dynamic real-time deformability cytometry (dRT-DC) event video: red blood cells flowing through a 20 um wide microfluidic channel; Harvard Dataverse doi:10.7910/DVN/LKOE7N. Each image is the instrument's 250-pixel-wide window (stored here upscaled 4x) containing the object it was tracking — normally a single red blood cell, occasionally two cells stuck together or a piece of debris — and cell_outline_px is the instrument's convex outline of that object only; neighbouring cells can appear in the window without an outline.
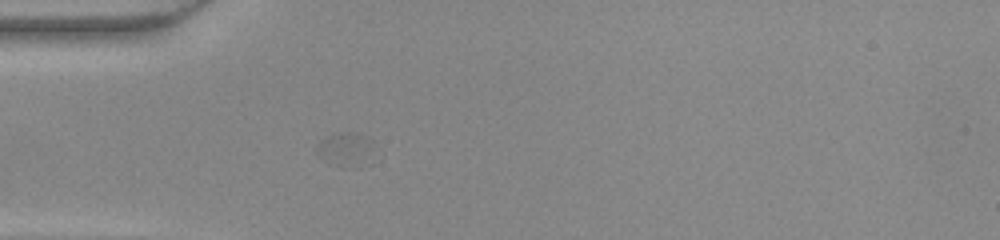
{"species": "common noctule bat (a hibernating species)", "species_latin": "Nyctalus noctula", "temperature_condition": "warm", "stored_images_in_passage": 33, "camera_frame_rate_fps": 3000, "um_per_image_px": 0.085, "animal": {"sex": "female", "body_mass_g": 22.0, "forearm_length_mm": 56.7}, "frame": {"image": 1, "passage_image": 1, "time_ms": 0.0, "image_size_px": [1000, 240], "cell_outline_px": [[372, 140], [360, 168], [344, 168], [320, 160], [316, 152], [316, 144], [324, 136], [340, 132], [348, 132], [368, 136]], "centroid_in_image_um": [29.21, 12.69], "position_along_channel_um": 55.8, "area_um2": 11.16}}
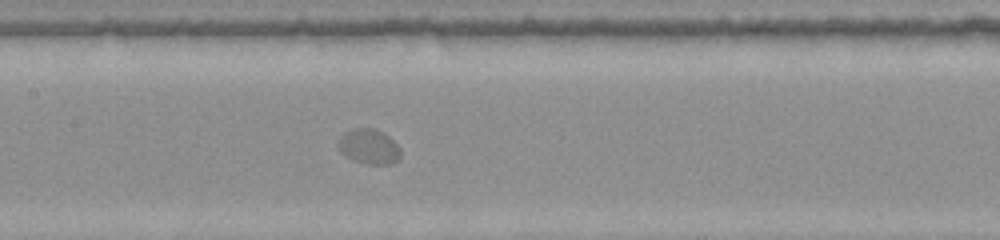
{"frame": {"image": 2, "passage_image": 10, "time_ms": 3.0, "image_size_px": [1000, 240], "cell_outline_px": [[400, 156], [392, 164], [364, 164], [352, 160], [344, 156], [340, 152], [340, 136], [344, 132], [352, 128], [376, 128], [384, 132], [400, 148]], "centroid_in_image_um": [31.35, 12.45], "position_along_channel_um": 176.0, "area_um2": 12.77}}
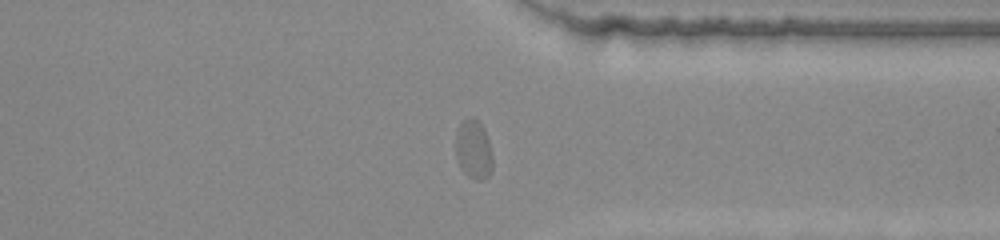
{"frame": {"image": 3, "passage_image": 24, "time_ms": 7.667, "image_size_px": [1000, 240], "cell_outline_px": [[492, 168], [488, 176], [480, 180], [476, 180], [468, 176], [460, 168], [456, 160], [456, 132], [460, 124], [468, 116], [472, 116], [484, 128], [488, 140], [492, 156]], "centroid_in_image_um": [40.23, 12.71], "position_along_channel_um": 371.2, "area_um2": 12.72}}